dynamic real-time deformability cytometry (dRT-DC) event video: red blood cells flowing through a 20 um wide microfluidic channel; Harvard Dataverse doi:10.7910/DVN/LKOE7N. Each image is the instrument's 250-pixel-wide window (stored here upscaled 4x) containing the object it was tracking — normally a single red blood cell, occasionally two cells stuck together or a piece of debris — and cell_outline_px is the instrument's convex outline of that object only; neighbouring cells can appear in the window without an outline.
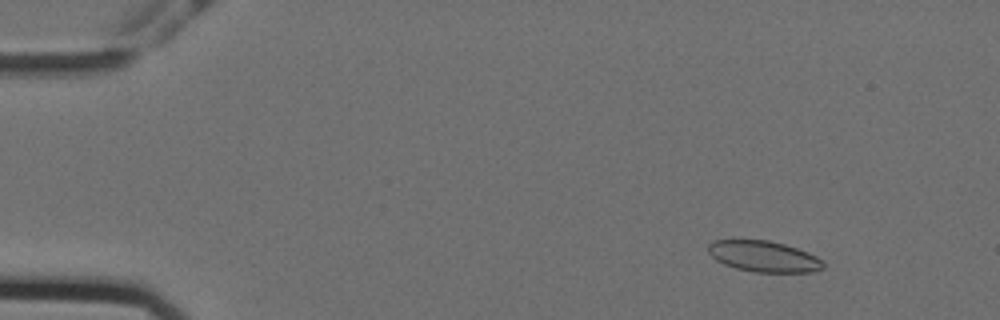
{"species": "Egyptian fruit bat (a non-hibernating species)", "species_latin": "Rousettus aegyptiacus", "temperature_condition": "cold", "stored_images_in_passage": 19, "camera_frame_rate_fps": 3000, "um_per_image_px": 0.085, "animal": {"sex": "female"}, "frame": {"image": 1, "passage_image": 6, "time_ms": 1.667, "image_size_px": [1000, 320], "cell_outline_px": [[824, 268], [812, 272], [752, 272], [736, 268], [724, 264], [716, 260], [708, 252], [708, 244], [712, 240], [768, 240], [784, 244], [808, 252], [824, 260]], "centroid_in_image_um": [64.93, 21.8], "position_along_channel_um": 20.1, "area_um2": 20.87}}